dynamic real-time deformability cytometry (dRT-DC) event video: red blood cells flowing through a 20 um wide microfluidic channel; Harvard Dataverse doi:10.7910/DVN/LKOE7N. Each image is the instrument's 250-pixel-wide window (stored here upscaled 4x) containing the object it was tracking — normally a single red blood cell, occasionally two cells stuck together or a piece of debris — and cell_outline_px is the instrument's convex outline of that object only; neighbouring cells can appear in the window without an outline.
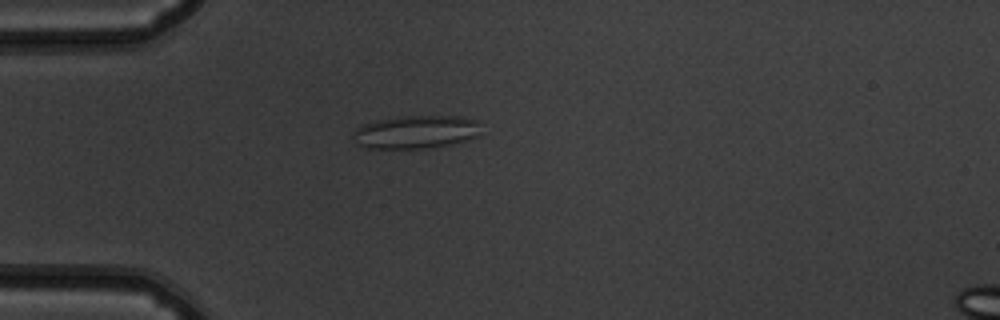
{"species": "common noctule bat (a hibernating species)", "species_latin": "Nyctalus noctula", "temperature_condition": "warm", "stored_images_in_passage": 52, "camera_frame_rate_fps": 3000, "um_per_image_px": 0.085, "animal": {"sex": "male", "body_mass_g": 19.5, "forearm_length_mm": 54.6}, "frame": {"image": 1, "passage_image": 15, "time_ms": 4.667, "image_size_px": [1000, 320], "cell_outline_px": [[476, 136], [452, 144], [424, 148], [368, 148], [356, 144], [352, 136], [356, 128], [364, 124], [376, 120], [404, 116], [460, 116], [476, 120]], "centroid_in_image_um": [35.26, 11.22], "position_along_channel_um": 49.7, "area_um2": 24.28}}
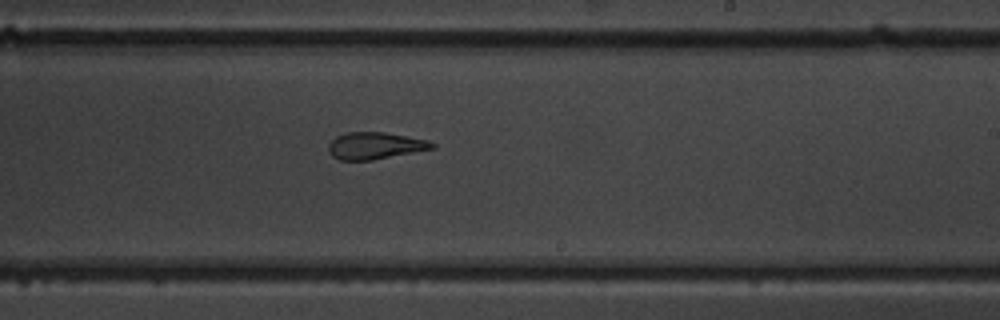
{"frame": {"image": 2, "passage_image": 32, "time_ms": 10.333, "image_size_px": [1000, 320], "cell_outline_px": [[436, 148], [372, 160], [340, 160], [332, 156], [328, 152], [328, 144], [336, 136], [344, 132], [384, 132], [428, 140], [436, 144]], "centroid_in_image_um": [31.86, 12.38], "position_along_channel_um": 257.1, "area_um2": 16.36}}
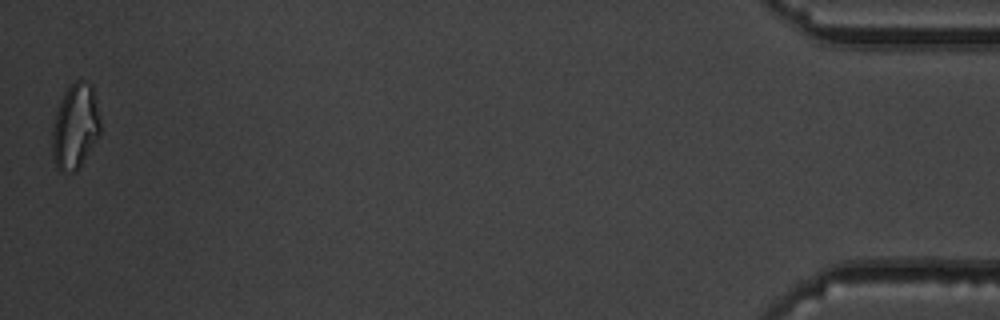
{"frame": {"image": 3, "passage_image": 52, "time_ms": 17.0, "image_size_px": [1000, 320], "cell_outline_px": [[100, 132], [80, 168], [76, 172], [60, 172], [56, 168], [52, 156], [52, 128], [56, 112], [60, 100], [64, 92], [76, 80], [84, 80], [92, 84], [100, 120]], "centroid_in_image_um": [6.37, 10.78], "position_along_channel_um": 428.8, "area_um2": 24.04}, "authors_computed_cell_mechanics": {"area_um2": 19.5075, "velocity_mm_per_s": 3.9073, "shape_relaxation_time_tau1_ms": null, "shape_relaxation_time_tau2_ms": 3.1511, "deformation_change_tau1": null, "deformation_change_tau2": 0.1055}}